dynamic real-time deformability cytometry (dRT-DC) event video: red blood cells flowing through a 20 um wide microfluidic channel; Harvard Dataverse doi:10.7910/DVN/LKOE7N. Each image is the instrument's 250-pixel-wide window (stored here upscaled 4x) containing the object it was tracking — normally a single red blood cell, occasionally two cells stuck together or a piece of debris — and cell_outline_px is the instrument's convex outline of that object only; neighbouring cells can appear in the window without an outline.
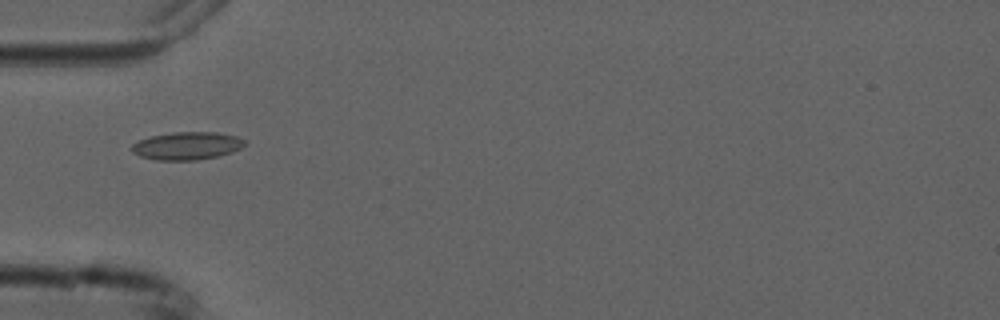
{"species": "common noctule bat (a hibernating species)", "species_latin": "Nyctalus noctula", "temperature_condition": "cold", "stored_images_in_passage": 10, "camera_frame_rate_fps": 3000, "um_per_image_px": 0.085, "animal": {"sex": "male", "forearm_length_mm": 52.5}, "frame": {"image": 1, "passage_image": 5, "time_ms": 5.667, "image_size_px": [1000, 320], "cell_outline_px": [[244, 144], [240, 148], [232, 152], [216, 156], [196, 160], [156, 160], [140, 156], [132, 152], [132, 144], [140, 140], [152, 136], [172, 132], [216, 132], [236, 136], [244, 140]], "centroid_in_image_um": [15.87, 12.39], "position_along_channel_um": 69.1, "area_um2": 18.09}}
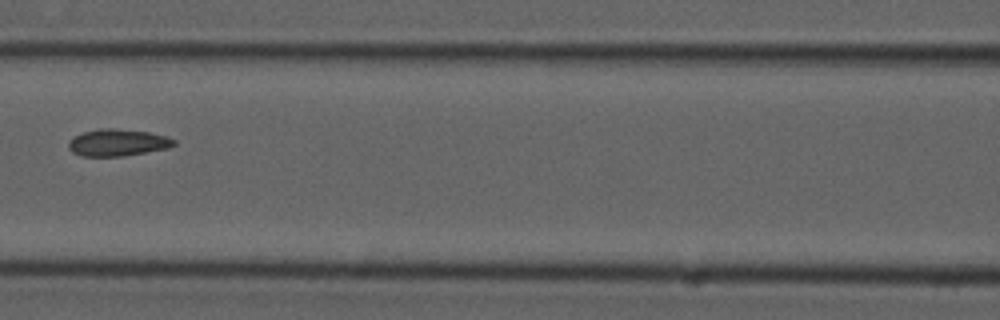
{"frame": {"image": 2, "passage_image": 7, "time_ms": 8.0, "image_size_px": [1000, 320], "cell_outline_px": [[176, 144], [168, 148], [124, 156], [80, 156], [72, 152], [68, 148], [68, 140], [72, 136], [84, 132], [100, 128], [112, 128], [148, 132], [164, 136], [176, 140]], "centroid_in_image_um": [9.95, 12.12], "position_along_channel_um": 156.6, "area_um2": 16.59}}
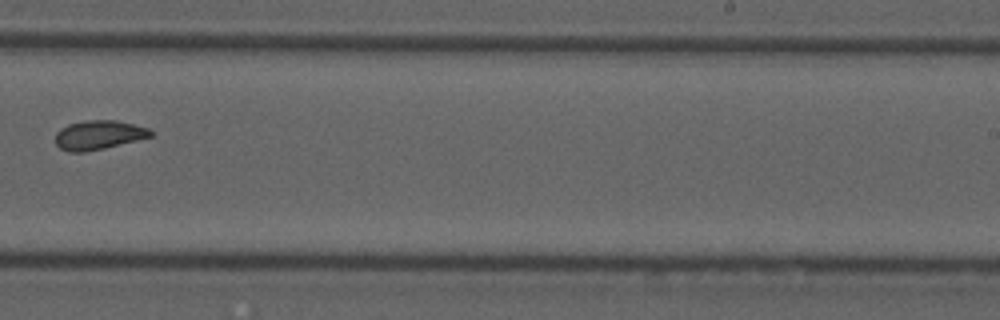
{"frame": {"image": 3, "passage_image": 10, "time_ms": 11.333, "image_size_px": [1000, 320], "cell_outline_px": [[156, 132], [152, 136], [104, 148], [84, 152], [68, 152], [60, 148], [56, 144], [56, 132], [60, 128], [68, 124], [84, 120], [116, 120], [148, 128]], "centroid_in_image_um": [8.37, 11.46], "position_along_channel_um": 280.6, "area_um2": 16.18}}